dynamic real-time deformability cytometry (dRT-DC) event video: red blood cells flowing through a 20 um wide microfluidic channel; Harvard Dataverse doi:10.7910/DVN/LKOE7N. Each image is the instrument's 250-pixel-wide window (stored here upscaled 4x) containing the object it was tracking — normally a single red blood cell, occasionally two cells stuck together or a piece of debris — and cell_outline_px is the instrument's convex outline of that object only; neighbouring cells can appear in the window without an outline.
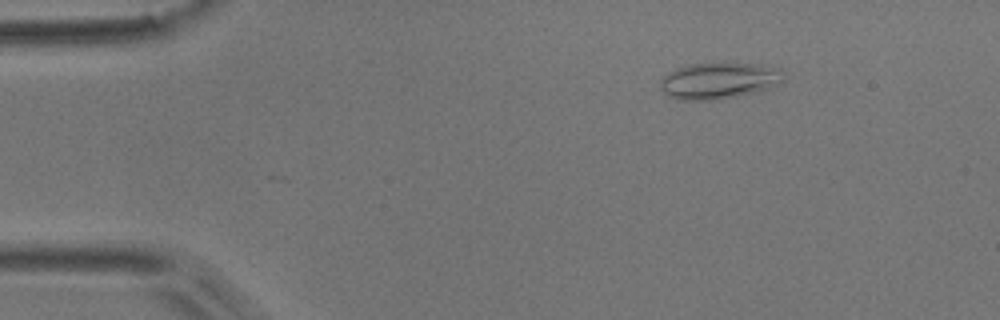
{"species": "common noctule bat (a hibernating species)", "species_latin": "Nyctalus noctula", "temperature_condition": "room temperature", "stored_images_in_passage": 4, "camera_frame_rate_fps": 3000, "um_per_image_px": 0.085, "animal": {"sex": "male", "body_mass_g": 17.9}, "frame": {"image": 1, "passage_image": 2, "time_ms": 0.333, "image_size_px": [1000, 320], "cell_outline_px": [[784, 80], [768, 88], [720, 100], [676, 100], [668, 96], [660, 88], [660, 80], [668, 72], [676, 68], [692, 64], [768, 64], [780, 68], [784, 72]], "centroid_in_image_um": [61.1, 6.86], "position_along_channel_um": 23.9, "area_um2": 26.13}}